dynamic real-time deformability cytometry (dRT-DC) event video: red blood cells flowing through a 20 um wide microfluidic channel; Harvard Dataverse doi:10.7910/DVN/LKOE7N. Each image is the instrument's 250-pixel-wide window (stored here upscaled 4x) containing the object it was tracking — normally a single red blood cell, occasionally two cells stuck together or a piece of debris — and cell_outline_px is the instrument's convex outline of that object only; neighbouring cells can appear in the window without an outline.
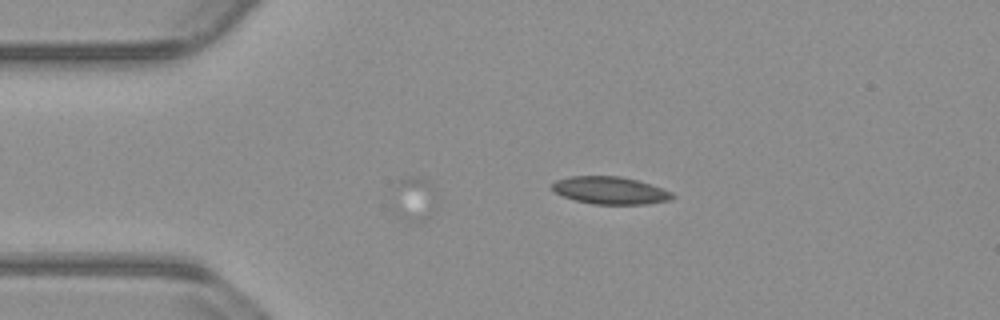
{"species": "common noctule bat (a hibernating species)", "species_latin": "Nyctalus noctula", "temperature_condition": "warm", "stored_images_in_passage": 9, "segment_of_instrument_passage": [2, 2], "camera_frame_rate_fps": 3000, "um_per_image_px": 0.085, "animal": {"sex": "male", "body_mass_g": 23.1, "forearm_length_mm": 52.7}, "frame": {"image": 1, "passage_image": 9, "time_ms": 2.667, "image_size_px": [1000, 320], "cell_outline_px": [[676, 196], [672, 200], [644, 204], [592, 204], [576, 200], [564, 196], [556, 192], [552, 188], [552, 184], [556, 180], [572, 176], [620, 176], [636, 180], [664, 188], [672, 192]], "centroid_in_image_um": [51.92, 16.19], "position_along_channel_um": 33.1, "area_um2": 19.19}}